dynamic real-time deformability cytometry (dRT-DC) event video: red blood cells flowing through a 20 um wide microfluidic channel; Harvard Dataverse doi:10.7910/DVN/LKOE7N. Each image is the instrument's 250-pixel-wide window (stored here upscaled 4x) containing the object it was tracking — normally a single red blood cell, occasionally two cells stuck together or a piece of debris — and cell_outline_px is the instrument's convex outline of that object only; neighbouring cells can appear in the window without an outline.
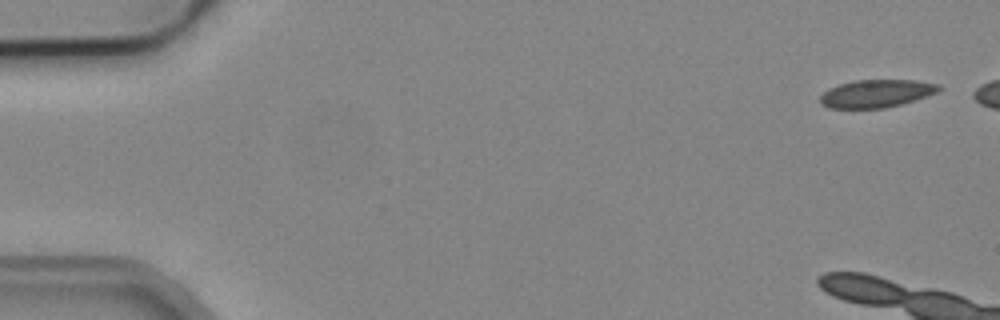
{"species": "common noctule bat (a hibernating species)", "species_latin": "Nyctalus noctula", "temperature_condition": "cold", "stored_images_in_passage": 4, "camera_frame_rate_fps": 3000, "um_per_image_px": 0.085, "animal": {"sex": "male", "body_mass_g": 19.2, "forearm_length_mm": 51.8}, "frame": {"image": 1, "passage_image": 1, "time_ms": 0.0, "image_size_px": [1000, 320], "cell_outline_px": [[944, 88], [936, 92], [900, 104], [884, 108], [828, 108], [820, 104], [820, 96], [828, 88], [840, 84], [856, 80], [916, 80], [940, 84]], "centroid_in_image_um": [74.47, 7.94], "position_along_channel_um": 10.5, "area_um2": 19.13}}